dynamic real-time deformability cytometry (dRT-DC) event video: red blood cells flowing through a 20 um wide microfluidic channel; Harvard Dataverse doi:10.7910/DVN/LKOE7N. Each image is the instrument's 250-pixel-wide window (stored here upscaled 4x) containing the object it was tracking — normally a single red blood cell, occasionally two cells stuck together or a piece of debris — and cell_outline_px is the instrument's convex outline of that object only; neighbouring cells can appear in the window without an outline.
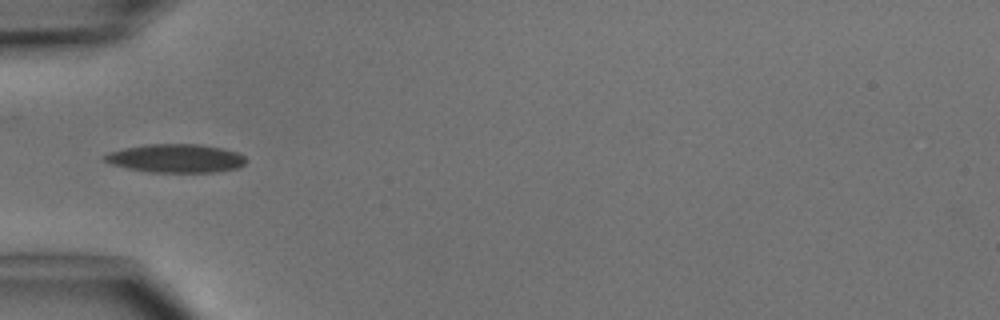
{"species": "common noctule bat (a hibernating species)", "species_latin": "Nyctalus noctula", "temperature_condition": "cold", "stored_images_in_passage": 1, "camera_frame_rate_fps": 3000, "um_per_image_px": 0.085, "animal": {"sex": "male", "body_mass_g": 15.6}, "frame": {"image": 1, "passage_image": 1, "time_ms": 0.0, "image_size_px": [1000, 320], "cell_outline_px": [[248, 160], [244, 164], [236, 168], [216, 172], [148, 172], [128, 168], [112, 164], [104, 160], [100, 156], [108, 152], [124, 148], [144, 144], [200, 144], [224, 148], [236, 152], [244, 156]], "centroid_in_image_um": [14.93, 13.45], "position_along_channel_um": 70.1, "area_um2": 23.64}}